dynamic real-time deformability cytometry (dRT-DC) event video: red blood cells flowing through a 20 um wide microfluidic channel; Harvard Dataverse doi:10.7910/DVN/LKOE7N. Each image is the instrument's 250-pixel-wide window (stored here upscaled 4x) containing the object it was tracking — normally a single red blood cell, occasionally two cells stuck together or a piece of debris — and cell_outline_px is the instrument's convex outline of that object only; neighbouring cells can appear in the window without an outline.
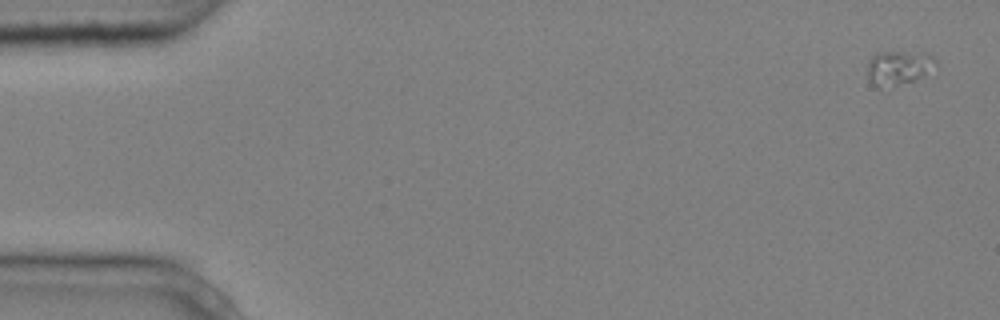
{"species": "common noctule bat (a hibernating species)", "species_latin": "Nyctalus noctula", "temperature_condition": "cold", "stored_images_in_passage": 2, "camera_frame_rate_fps": 3000, "um_per_image_px": 0.085, "animal": {"sex": "male", "body_mass_g": 20.4}, "frame": {"image": 1, "passage_image": 2, "time_ms": 0.333, "image_size_px": [1000, 320], "cell_outline_px": [[936, 64], [912, 80], [892, 88], [872, 84], [868, 80], [868, 60], [872, 56], [880, 52], [928, 52], [936, 60]], "centroid_in_image_um": [76.32, 5.73], "position_along_channel_um": 8.7, "area_um2": 13.35}}